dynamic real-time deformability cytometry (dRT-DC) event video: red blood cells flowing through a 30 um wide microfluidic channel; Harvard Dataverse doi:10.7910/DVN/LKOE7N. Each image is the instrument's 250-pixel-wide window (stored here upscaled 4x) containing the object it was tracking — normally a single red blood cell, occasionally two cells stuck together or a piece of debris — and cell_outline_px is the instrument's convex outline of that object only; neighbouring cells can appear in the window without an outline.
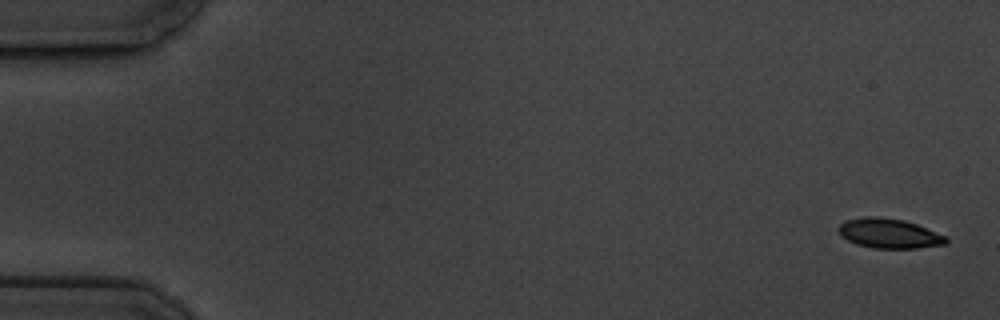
{"species": "common noctule bat (a hibernating species)", "species_latin": "Nyctalus noctula", "temperature_condition": "cold", "stored_images_in_passage": 7, "camera_frame_rate_fps": 3000, "um_per_image_px": 0.085, "animal": {"sex": "male", "body_mass_g": 19.5, "forearm_length_mm": 54.6}, "frame": {"image": 1, "passage_image": 1, "time_ms": 0.0, "image_size_px": [1000, 320], "cell_outline_px": [[948, 244], [916, 248], [872, 248], [856, 244], [840, 236], [836, 228], [840, 224], [848, 220], [864, 216], [880, 216], [904, 220], [916, 224], [948, 236]], "centroid_in_image_um": [75.58, 19.84], "position_along_channel_um": 9.4, "area_um2": 18.84}}
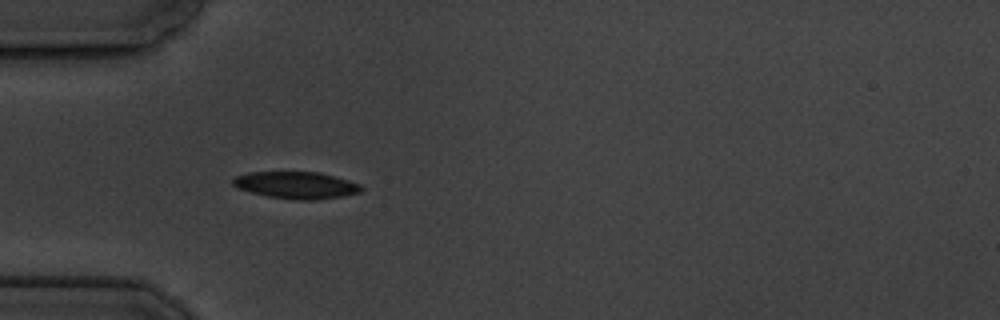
{"frame": {"image": 2, "passage_image": 5, "time_ms": 5.333, "image_size_px": [1000, 320], "cell_outline_px": [[364, 188], [360, 192], [344, 196], [316, 200], [296, 200], [268, 196], [252, 192], [240, 188], [232, 184], [232, 180], [236, 176], [248, 172], [320, 172], [348, 180], [360, 184]], "centroid_in_image_um": [25.22, 15.74], "position_along_channel_um": 59.8, "area_um2": 20.11}}